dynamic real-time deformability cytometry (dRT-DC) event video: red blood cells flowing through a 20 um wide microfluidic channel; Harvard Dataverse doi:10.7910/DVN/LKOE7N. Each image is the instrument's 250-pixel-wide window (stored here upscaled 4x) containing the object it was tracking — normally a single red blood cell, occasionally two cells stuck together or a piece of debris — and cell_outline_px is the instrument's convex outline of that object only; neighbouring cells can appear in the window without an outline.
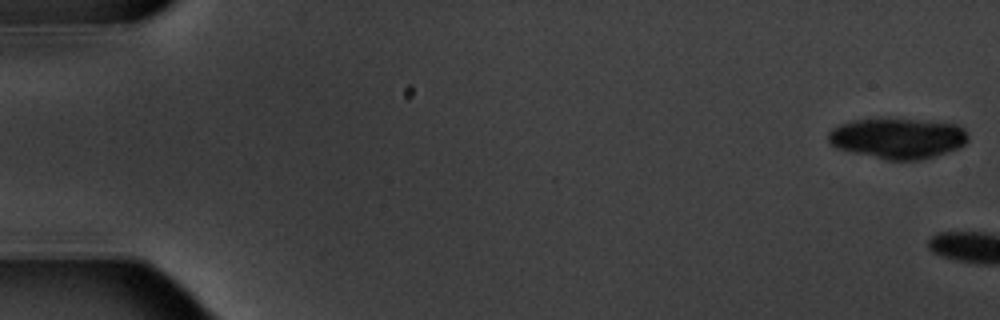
{"species": "common noctule bat (a hibernating species)", "species_latin": "Nyctalus noctula", "temperature_condition": "warm", "stored_images_in_passage": 10, "camera_frame_rate_fps": 3000, "um_per_image_px": 0.085, "animal": {"sex": "male", "body_mass_g": 20.1, "forearm_length_mm": 53.5}, "frame": {"image": 1, "passage_image": 1, "time_ms": 0.0, "image_size_px": [1000, 320], "cell_outline_px": [[968, 140], [964, 144], [948, 152], [936, 156], [920, 160], [888, 160], [836, 148], [828, 144], [828, 132], [832, 128], [840, 124], [852, 120], [880, 116], [888, 116], [932, 120], [960, 124], [968, 132]], "centroid_in_image_um": [76.31, 11.69], "position_along_channel_um": 8.7, "area_um2": 34.33}}